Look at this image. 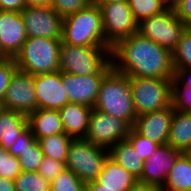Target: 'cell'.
Wrapping results in <instances>:
<instances>
[{"mask_svg":"<svg viewBox=\"0 0 191 191\" xmlns=\"http://www.w3.org/2000/svg\"><path fill=\"white\" fill-rule=\"evenodd\" d=\"M113 68L129 77L173 79L172 52L138 32L111 48Z\"/></svg>","mask_w":191,"mask_h":191,"instance_id":"1","label":"cell"},{"mask_svg":"<svg viewBox=\"0 0 191 191\" xmlns=\"http://www.w3.org/2000/svg\"><path fill=\"white\" fill-rule=\"evenodd\" d=\"M94 109L125 121L131 128L135 112L129 76L112 68L103 78Z\"/></svg>","mask_w":191,"mask_h":191,"instance_id":"2","label":"cell"},{"mask_svg":"<svg viewBox=\"0 0 191 191\" xmlns=\"http://www.w3.org/2000/svg\"><path fill=\"white\" fill-rule=\"evenodd\" d=\"M62 42L75 46L109 47L105 41L102 12L94 1L63 18Z\"/></svg>","mask_w":191,"mask_h":191,"instance_id":"3","label":"cell"},{"mask_svg":"<svg viewBox=\"0 0 191 191\" xmlns=\"http://www.w3.org/2000/svg\"><path fill=\"white\" fill-rule=\"evenodd\" d=\"M61 39L27 37L13 58L18 70L38 75L59 71Z\"/></svg>","mask_w":191,"mask_h":191,"instance_id":"4","label":"cell"},{"mask_svg":"<svg viewBox=\"0 0 191 191\" xmlns=\"http://www.w3.org/2000/svg\"><path fill=\"white\" fill-rule=\"evenodd\" d=\"M108 157V149L85 138H73L65 164L82 182L88 183L97 179Z\"/></svg>","mask_w":191,"mask_h":191,"instance_id":"5","label":"cell"},{"mask_svg":"<svg viewBox=\"0 0 191 191\" xmlns=\"http://www.w3.org/2000/svg\"><path fill=\"white\" fill-rule=\"evenodd\" d=\"M111 60L110 47L61 43L59 71L78 76L97 74Z\"/></svg>","mask_w":191,"mask_h":191,"instance_id":"6","label":"cell"},{"mask_svg":"<svg viewBox=\"0 0 191 191\" xmlns=\"http://www.w3.org/2000/svg\"><path fill=\"white\" fill-rule=\"evenodd\" d=\"M137 116L172 105V79L129 77Z\"/></svg>","mask_w":191,"mask_h":191,"instance_id":"7","label":"cell"},{"mask_svg":"<svg viewBox=\"0 0 191 191\" xmlns=\"http://www.w3.org/2000/svg\"><path fill=\"white\" fill-rule=\"evenodd\" d=\"M185 23L176 15L170 5L165 11L141 20L138 33L171 52L176 48L183 33Z\"/></svg>","mask_w":191,"mask_h":191,"instance_id":"8","label":"cell"},{"mask_svg":"<svg viewBox=\"0 0 191 191\" xmlns=\"http://www.w3.org/2000/svg\"><path fill=\"white\" fill-rule=\"evenodd\" d=\"M96 4L102 12L105 41L110 48L120 40L138 32V22L134 19L128 2Z\"/></svg>","mask_w":191,"mask_h":191,"instance_id":"9","label":"cell"},{"mask_svg":"<svg viewBox=\"0 0 191 191\" xmlns=\"http://www.w3.org/2000/svg\"><path fill=\"white\" fill-rule=\"evenodd\" d=\"M130 129L125 121L93 108L85 139L110 150L118 142L126 140Z\"/></svg>","mask_w":191,"mask_h":191,"instance_id":"10","label":"cell"},{"mask_svg":"<svg viewBox=\"0 0 191 191\" xmlns=\"http://www.w3.org/2000/svg\"><path fill=\"white\" fill-rule=\"evenodd\" d=\"M112 68V61L110 60L97 74L78 76L62 72V84L66 90L69 102L93 108L101 82Z\"/></svg>","mask_w":191,"mask_h":191,"instance_id":"11","label":"cell"},{"mask_svg":"<svg viewBox=\"0 0 191 191\" xmlns=\"http://www.w3.org/2000/svg\"><path fill=\"white\" fill-rule=\"evenodd\" d=\"M35 92L34 76L17 69L11 77L3 100L4 109L28 116L37 110Z\"/></svg>","mask_w":191,"mask_h":191,"instance_id":"12","label":"cell"},{"mask_svg":"<svg viewBox=\"0 0 191 191\" xmlns=\"http://www.w3.org/2000/svg\"><path fill=\"white\" fill-rule=\"evenodd\" d=\"M27 37L62 39L63 18L51 7H25L21 12Z\"/></svg>","mask_w":191,"mask_h":191,"instance_id":"13","label":"cell"},{"mask_svg":"<svg viewBox=\"0 0 191 191\" xmlns=\"http://www.w3.org/2000/svg\"><path fill=\"white\" fill-rule=\"evenodd\" d=\"M37 109L59 110L69 103L62 72L34 75Z\"/></svg>","mask_w":191,"mask_h":191,"instance_id":"14","label":"cell"},{"mask_svg":"<svg viewBox=\"0 0 191 191\" xmlns=\"http://www.w3.org/2000/svg\"><path fill=\"white\" fill-rule=\"evenodd\" d=\"M182 152L168 144L159 145L155 152L144 161L139 182L163 186L170 169Z\"/></svg>","mask_w":191,"mask_h":191,"instance_id":"15","label":"cell"},{"mask_svg":"<svg viewBox=\"0 0 191 191\" xmlns=\"http://www.w3.org/2000/svg\"><path fill=\"white\" fill-rule=\"evenodd\" d=\"M173 113L174 108L171 105L160 111L141 114L137 116L132 128L160 145L167 144Z\"/></svg>","mask_w":191,"mask_h":191,"instance_id":"16","label":"cell"},{"mask_svg":"<svg viewBox=\"0 0 191 191\" xmlns=\"http://www.w3.org/2000/svg\"><path fill=\"white\" fill-rule=\"evenodd\" d=\"M27 39L25 25L20 12L0 10V46L11 58L20 51Z\"/></svg>","mask_w":191,"mask_h":191,"instance_id":"17","label":"cell"},{"mask_svg":"<svg viewBox=\"0 0 191 191\" xmlns=\"http://www.w3.org/2000/svg\"><path fill=\"white\" fill-rule=\"evenodd\" d=\"M91 107L73 102L59 109L65 133L72 138H85L92 112Z\"/></svg>","mask_w":191,"mask_h":191,"instance_id":"18","label":"cell"},{"mask_svg":"<svg viewBox=\"0 0 191 191\" xmlns=\"http://www.w3.org/2000/svg\"><path fill=\"white\" fill-rule=\"evenodd\" d=\"M95 181L105 189L128 191L138 179L109 156Z\"/></svg>","mask_w":191,"mask_h":191,"instance_id":"19","label":"cell"},{"mask_svg":"<svg viewBox=\"0 0 191 191\" xmlns=\"http://www.w3.org/2000/svg\"><path fill=\"white\" fill-rule=\"evenodd\" d=\"M28 127L38 140L49 135L65 133L58 110L37 109L27 116Z\"/></svg>","mask_w":191,"mask_h":191,"instance_id":"20","label":"cell"},{"mask_svg":"<svg viewBox=\"0 0 191 191\" xmlns=\"http://www.w3.org/2000/svg\"><path fill=\"white\" fill-rule=\"evenodd\" d=\"M167 144L182 153L191 146V112L174 110Z\"/></svg>","mask_w":191,"mask_h":191,"instance_id":"21","label":"cell"},{"mask_svg":"<svg viewBox=\"0 0 191 191\" xmlns=\"http://www.w3.org/2000/svg\"><path fill=\"white\" fill-rule=\"evenodd\" d=\"M27 127L26 115L5 109L0 114V146L8 150Z\"/></svg>","mask_w":191,"mask_h":191,"instance_id":"22","label":"cell"},{"mask_svg":"<svg viewBox=\"0 0 191 191\" xmlns=\"http://www.w3.org/2000/svg\"><path fill=\"white\" fill-rule=\"evenodd\" d=\"M109 156L137 179L141 177L144 160L127 139L115 144L109 150Z\"/></svg>","mask_w":191,"mask_h":191,"instance_id":"23","label":"cell"},{"mask_svg":"<svg viewBox=\"0 0 191 191\" xmlns=\"http://www.w3.org/2000/svg\"><path fill=\"white\" fill-rule=\"evenodd\" d=\"M163 191H191V160L182 153L170 169Z\"/></svg>","mask_w":191,"mask_h":191,"instance_id":"24","label":"cell"},{"mask_svg":"<svg viewBox=\"0 0 191 191\" xmlns=\"http://www.w3.org/2000/svg\"><path fill=\"white\" fill-rule=\"evenodd\" d=\"M72 139L73 138L66 133H60L49 135L47 137L38 139L37 141L44 156L65 163Z\"/></svg>","mask_w":191,"mask_h":191,"instance_id":"25","label":"cell"},{"mask_svg":"<svg viewBox=\"0 0 191 191\" xmlns=\"http://www.w3.org/2000/svg\"><path fill=\"white\" fill-rule=\"evenodd\" d=\"M134 19L141 20L165 11L171 3L168 0H129Z\"/></svg>","mask_w":191,"mask_h":191,"instance_id":"26","label":"cell"},{"mask_svg":"<svg viewBox=\"0 0 191 191\" xmlns=\"http://www.w3.org/2000/svg\"><path fill=\"white\" fill-rule=\"evenodd\" d=\"M14 185L16 191H50V182L38 172L22 171Z\"/></svg>","mask_w":191,"mask_h":191,"instance_id":"27","label":"cell"},{"mask_svg":"<svg viewBox=\"0 0 191 191\" xmlns=\"http://www.w3.org/2000/svg\"><path fill=\"white\" fill-rule=\"evenodd\" d=\"M50 191H85V183L66 168L50 182Z\"/></svg>","mask_w":191,"mask_h":191,"instance_id":"28","label":"cell"},{"mask_svg":"<svg viewBox=\"0 0 191 191\" xmlns=\"http://www.w3.org/2000/svg\"><path fill=\"white\" fill-rule=\"evenodd\" d=\"M172 60L174 69H191V35L186 31L172 51Z\"/></svg>","mask_w":191,"mask_h":191,"instance_id":"29","label":"cell"},{"mask_svg":"<svg viewBox=\"0 0 191 191\" xmlns=\"http://www.w3.org/2000/svg\"><path fill=\"white\" fill-rule=\"evenodd\" d=\"M126 139L131 143V145L144 161L149 158L160 145L151 139H148L147 137H143L133 128L130 129Z\"/></svg>","mask_w":191,"mask_h":191,"instance_id":"30","label":"cell"},{"mask_svg":"<svg viewBox=\"0 0 191 191\" xmlns=\"http://www.w3.org/2000/svg\"><path fill=\"white\" fill-rule=\"evenodd\" d=\"M44 154L38 141L31 147H28L19 157V164L22 171L37 172L39 165L43 160Z\"/></svg>","mask_w":191,"mask_h":191,"instance_id":"31","label":"cell"},{"mask_svg":"<svg viewBox=\"0 0 191 191\" xmlns=\"http://www.w3.org/2000/svg\"><path fill=\"white\" fill-rule=\"evenodd\" d=\"M22 172L18 157L0 146V176L14 180Z\"/></svg>","mask_w":191,"mask_h":191,"instance_id":"32","label":"cell"},{"mask_svg":"<svg viewBox=\"0 0 191 191\" xmlns=\"http://www.w3.org/2000/svg\"><path fill=\"white\" fill-rule=\"evenodd\" d=\"M92 0H51V7L62 17L86 8Z\"/></svg>","mask_w":191,"mask_h":191,"instance_id":"33","label":"cell"},{"mask_svg":"<svg viewBox=\"0 0 191 191\" xmlns=\"http://www.w3.org/2000/svg\"><path fill=\"white\" fill-rule=\"evenodd\" d=\"M172 107L174 110L191 112V88L172 86Z\"/></svg>","mask_w":191,"mask_h":191,"instance_id":"34","label":"cell"},{"mask_svg":"<svg viewBox=\"0 0 191 191\" xmlns=\"http://www.w3.org/2000/svg\"><path fill=\"white\" fill-rule=\"evenodd\" d=\"M15 61L11 57L0 60V101L3 102L11 77L17 70Z\"/></svg>","mask_w":191,"mask_h":191,"instance_id":"35","label":"cell"},{"mask_svg":"<svg viewBox=\"0 0 191 191\" xmlns=\"http://www.w3.org/2000/svg\"><path fill=\"white\" fill-rule=\"evenodd\" d=\"M64 169H66V164L64 162L44 156L37 172L51 182Z\"/></svg>","mask_w":191,"mask_h":191,"instance_id":"36","label":"cell"},{"mask_svg":"<svg viewBox=\"0 0 191 191\" xmlns=\"http://www.w3.org/2000/svg\"><path fill=\"white\" fill-rule=\"evenodd\" d=\"M37 142V139L31 133L29 127H27L22 133L19 134L13 146L8 151L11 155L19 157L28 147L33 146Z\"/></svg>","mask_w":191,"mask_h":191,"instance_id":"37","label":"cell"},{"mask_svg":"<svg viewBox=\"0 0 191 191\" xmlns=\"http://www.w3.org/2000/svg\"><path fill=\"white\" fill-rule=\"evenodd\" d=\"M171 6L181 21L186 23L191 20V0H175Z\"/></svg>","mask_w":191,"mask_h":191,"instance_id":"38","label":"cell"},{"mask_svg":"<svg viewBox=\"0 0 191 191\" xmlns=\"http://www.w3.org/2000/svg\"><path fill=\"white\" fill-rule=\"evenodd\" d=\"M172 86H187L191 88V69H174Z\"/></svg>","mask_w":191,"mask_h":191,"instance_id":"39","label":"cell"},{"mask_svg":"<svg viewBox=\"0 0 191 191\" xmlns=\"http://www.w3.org/2000/svg\"><path fill=\"white\" fill-rule=\"evenodd\" d=\"M24 8V0H0V10L21 12Z\"/></svg>","mask_w":191,"mask_h":191,"instance_id":"40","label":"cell"},{"mask_svg":"<svg viewBox=\"0 0 191 191\" xmlns=\"http://www.w3.org/2000/svg\"><path fill=\"white\" fill-rule=\"evenodd\" d=\"M128 191H163L161 186H157L154 184L137 182L133 187H131Z\"/></svg>","mask_w":191,"mask_h":191,"instance_id":"41","label":"cell"},{"mask_svg":"<svg viewBox=\"0 0 191 191\" xmlns=\"http://www.w3.org/2000/svg\"><path fill=\"white\" fill-rule=\"evenodd\" d=\"M0 191H16L14 180L0 176Z\"/></svg>","mask_w":191,"mask_h":191,"instance_id":"42","label":"cell"},{"mask_svg":"<svg viewBox=\"0 0 191 191\" xmlns=\"http://www.w3.org/2000/svg\"><path fill=\"white\" fill-rule=\"evenodd\" d=\"M25 7H48L51 6V0H24Z\"/></svg>","mask_w":191,"mask_h":191,"instance_id":"43","label":"cell"},{"mask_svg":"<svg viewBox=\"0 0 191 191\" xmlns=\"http://www.w3.org/2000/svg\"><path fill=\"white\" fill-rule=\"evenodd\" d=\"M85 191H117V190L105 189L96 181H91V182L85 183Z\"/></svg>","mask_w":191,"mask_h":191,"instance_id":"44","label":"cell"},{"mask_svg":"<svg viewBox=\"0 0 191 191\" xmlns=\"http://www.w3.org/2000/svg\"><path fill=\"white\" fill-rule=\"evenodd\" d=\"M118 1H123V2H128L129 0H95V3H109V2H118Z\"/></svg>","mask_w":191,"mask_h":191,"instance_id":"45","label":"cell"},{"mask_svg":"<svg viewBox=\"0 0 191 191\" xmlns=\"http://www.w3.org/2000/svg\"><path fill=\"white\" fill-rule=\"evenodd\" d=\"M185 31L191 35V20L185 23Z\"/></svg>","mask_w":191,"mask_h":191,"instance_id":"46","label":"cell"},{"mask_svg":"<svg viewBox=\"0 0 191 191\" xmlns=\"http://www.w3.org/2000/svg\"><path fill=\"white\" fill-rule=\"evenodd\" d=\"M185 154V156L191 160V146L185 151L183 152Z\"/></svg>","mask_w":191,"mask_h":191,"instance_id":"47","label":"cell"},{"mask_svg":"<svg viewBox=\"0 0 191 191\" xmlns=\"http://www.w3.org/2000/svg\"><path fill=\"white\" fill-rule=\"evenodd\" d=\"M8 56L2 51V48L0 46V60H3L5 58H7Z\"/></svg>","mask_w":191,"mask_h":191,"instance_id":"48","label":"cell"},{"mask_svg":"<svg viewBox=\"0 0 191 191\" xmlns=\"http://www.w3.org/2000/svg\"><path fill=\"white\" fill-rule=\"evenodd\" d=\"M4 104L2 101H0V114L4 111Z\"/></svg>","mask_w":191,"mask_h":191,"instance_id":"49","label":"cell"}]
</instances>
